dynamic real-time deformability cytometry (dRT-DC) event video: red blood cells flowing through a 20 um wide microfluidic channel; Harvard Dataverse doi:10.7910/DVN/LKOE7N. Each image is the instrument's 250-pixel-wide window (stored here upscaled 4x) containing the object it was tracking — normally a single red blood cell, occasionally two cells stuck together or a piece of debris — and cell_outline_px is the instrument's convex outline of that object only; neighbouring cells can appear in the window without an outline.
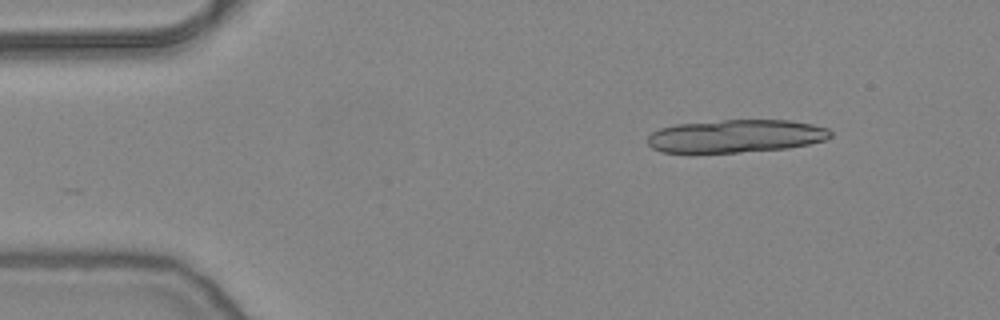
{"species": "common noctule bat (a hibernating species)", "species_latin": "Nyctalus noctula", "temperature_condition": "warm", "stored_images_in_passage": 9, "camera_frame_rate_fps": 3000, "um_per_image_px": 0.085, "animal": {"sex": "female", "body_mass_g": 24.6, "forearm_length_mm": 56.2}, "frame": {"image": 1, "passage_image": 2, "time_ms": 0.333, "image_size_px": [1000, 320], "cell_outline_px": [[832, 136], [824, 140], [808, 144], [788, 148], [740, 152], [660, 152], [652, 148], [648, 144], [648, 136], [652, 132], [660, 128], [676, 124], [724, 120], [788, 120], [812, 124], [828, 128], [832, 132]], "centroid_in_image_um": [62.55, 11.56], "position_along_channel_um": 22.4, "area_um2": 35.03}}